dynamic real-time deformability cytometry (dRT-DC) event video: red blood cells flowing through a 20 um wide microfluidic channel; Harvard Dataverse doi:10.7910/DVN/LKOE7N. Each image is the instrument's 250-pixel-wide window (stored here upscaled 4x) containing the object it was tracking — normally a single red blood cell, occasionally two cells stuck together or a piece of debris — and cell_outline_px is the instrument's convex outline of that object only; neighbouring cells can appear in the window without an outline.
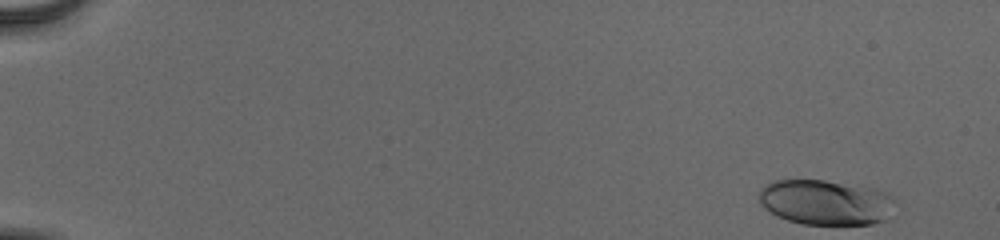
{"species": "human", "species_latin": "Homo sapiens", "temperature_condition": "cold", "stored_images_in_passage": 52, "camera_frame_rate_fps": 3000, "um_per_image_px": 0.085, "donor": {"sex": "male"}, "frame": {"image": 1, "passage_image": 1, "time_ms": 0.0, "image_size_px": [1000, 240], "cell_outline_px": [[896, 200], [892, 220], [872, 224], [804, 224], [788, 220], [764, 208], [760, 204], [760, 192], [768, 184], [776, 180], [824, 180], [876, 188], [884, 192]], "centroid_in_image_um": [70.3, 17.21], "position_along_channel_um": 14.7, "area_um2": 36.01}}
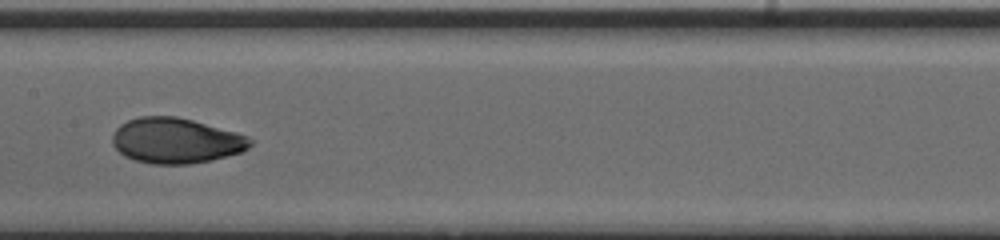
{"frame": {"image": 2, "passage_image": 28, "time_ms": 9.0, "image_size_px": [1000, 240], "cell_outline_px": [[256, 140], [248, 148], [240, 152], [212, 160], [188, 164], [152, 164], [136, 160], [124, 156], [112, 144], [112, 136], [116, 128], [120, 124], [128, 120], [140, 116], [176, 116], [192, 120], [236, 132], [248, 136]], "centroid_in_image_um": [14.96, 11.95], "position_along_channel_um": 192.4, "area_um2": 36.53}}
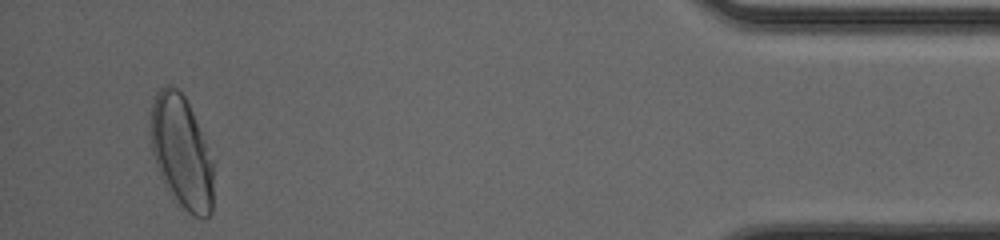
{"frame": {"image": 3, "passage_image": 50, "time_ms": 16.333, "image_size_px": [1000, 240], "cell_outline_px": [[212, 212], [204, 220], [188, 212], [176, 204], [164, 188], [156, 168], [152, 152], [148, 128], [148, 120], [152, 104], [156, 92], [160, 88], [168, 84], [172, 84], [184, 96], [192, 112], [212, 160]], "centroid_in_image_um": [15.35, 12.96], "position_along_channel_um": 419.8, "area_um2": 41.91}, "authors_computed_cell_mechanics": {"area_um2": 35.6626, "velocity_mm_per_s": 3.8954, "shape_relaxation_time_tau1_ms": 5.6043, "shape_relaxation_time_tau2_ms": 0.8267, "deformation_change_tau1": 0.1916, "deformation_change_tau2": 0.0457}}